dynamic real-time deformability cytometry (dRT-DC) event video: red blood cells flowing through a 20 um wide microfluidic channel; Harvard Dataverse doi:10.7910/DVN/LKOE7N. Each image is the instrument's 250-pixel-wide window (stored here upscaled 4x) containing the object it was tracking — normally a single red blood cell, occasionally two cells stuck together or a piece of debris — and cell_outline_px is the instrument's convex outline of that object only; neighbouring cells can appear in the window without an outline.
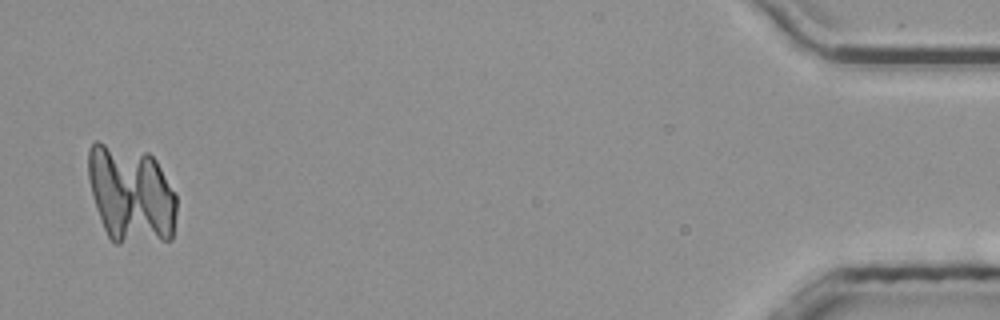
{"species": "common noctule bat (a hibernating species)", "species_latin": "Nyctalus noctula", "temperature_condition": "room temperature", "stored_images_in_passage": 52, "segment_of_instrument_passage": [3, 3], "camera_frame_rate_fps": 3000, "um_per_image_px": 0.085, "animal": {"sex": "male", "body_mass_g": 20.4}, "frame": {"image": 1, "passage_image": 51, "time_ms": 16.667, "image_size_px": [1000, 320], "cell_outline_px": [[176, 212], [172, 240], [120, 244], [116, 244], [108, 236], [100, 220], [92, 196], [88, 176], [88, 148], [96, 140], [148, 152], [156, 160], [176, 192]], "centroid_in_image_um": [11.13, 16.51], "position_along_channel_um": 424.1, "area_um2": 51.33}}